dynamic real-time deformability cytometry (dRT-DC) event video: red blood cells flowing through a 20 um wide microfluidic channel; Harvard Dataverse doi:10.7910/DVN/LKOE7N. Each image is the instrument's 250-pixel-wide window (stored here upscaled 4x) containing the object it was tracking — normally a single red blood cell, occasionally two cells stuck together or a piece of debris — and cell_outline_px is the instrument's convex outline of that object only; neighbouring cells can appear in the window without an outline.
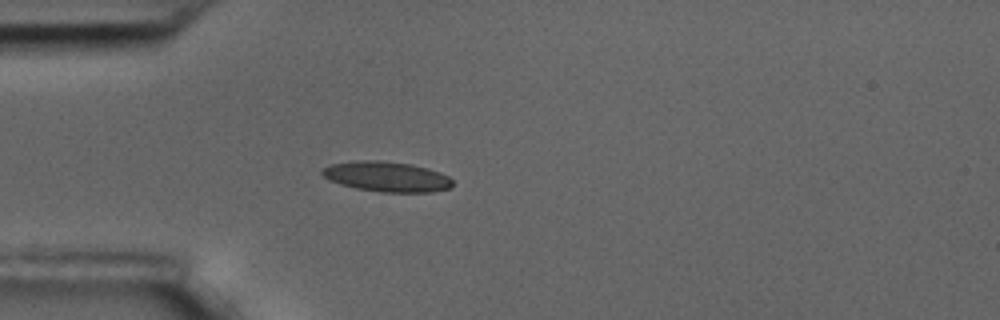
{"species": "common noctule bat (a hibernating species)", "species_latin": "Nyctalus noctula", "temperature_condition": "room temperature", "stored_images_in_passage": 42, "camera_frame_rate_fps": 3000, "um_per_image_px": 0.085, "animal": {"sex": "male", "body_mass_g": 17.5, "forearm_length_mm": 52.3}, "frame": {"image": 1, "passage_image": 1, "time_ms": 0.0, "image_size_px": [1000, 320], "cell_outline_px": [[452, 188], [432, 192], [380, 192], [356, 188], [340, 184], [328, 180], [320, 172], [324, 168], [332, 164], [356, 160], [380, 160], [408, 164], [428, 168], [440, 172], [448, 176], [452, 180]], "centroid_in_image_um": [32.88, 15.02], "position_along_channel_um": 52.1, "area_um2": 22.95}}
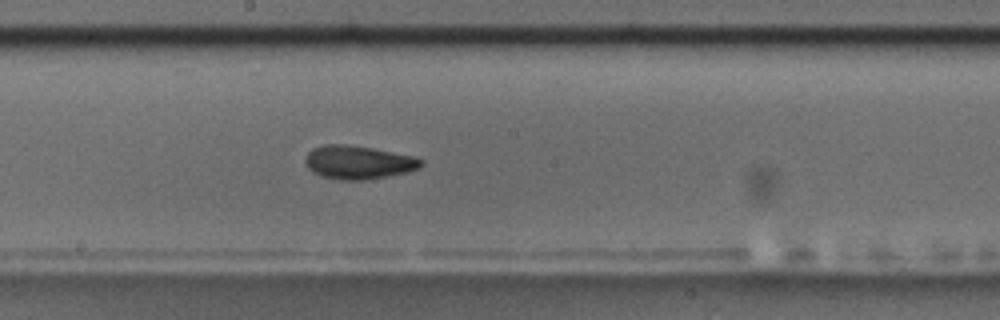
{"frame": {"image": 2, "passage_image": 16, "time_ms": 5.0, "image_size_px": [1000, 320], "cell_outline_px": [[424, 164], [420, 168], [408, 172], [364, 180], [340, 180], [320, 176], [312, 172], [308, 168], [304, 160], [308, 152], [312, 148], [324, 144], [344, 144], [372, 148], [412, 156], [424, 160]], "centroid_in_image_um": [30.44, 13.8], "position_along_channel_um": 217.8, "area_um2": 22.66}}
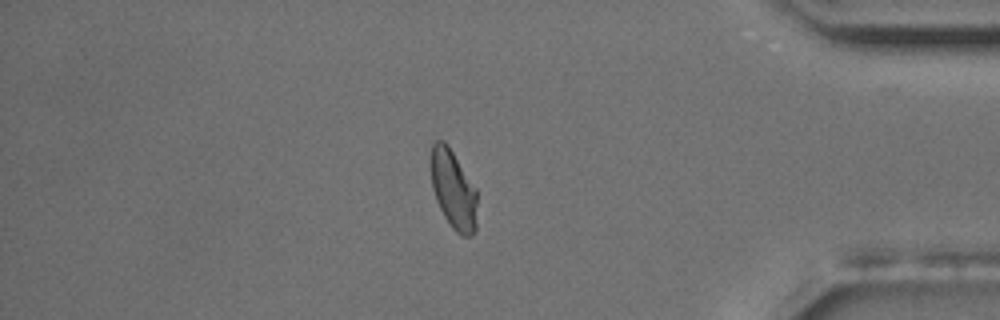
{"frame": {"image": 3, "passage_image": 34, "time_ms": 11.0, "image_size_px": [1000, 320], "cell_outline_px": [[476, 228], [472, 236], [460, 236], [452, 228], [444, 216], [436, 200], [432, 188], [428, 164], [428, 160], [432, 144], [436, 140], [444, 140], [448, 144], [476, 188]], "centroid_in_image_um": [38.48, 16.06], "position_along_channel_um": 396.7, "area_um2": 21.85}, "authors_computed_cell_mechanics": {"area_um2": 21.8484, "velocity_mm_per_s": 3.5049, "shape_relaxation_time_tau1_ms": 5.6757, "shape_relaxation_time_tau2_ms": 2.1722, "deformation_change_tau1": 0.1297, "deformation_change_tau2": 0.0772}}